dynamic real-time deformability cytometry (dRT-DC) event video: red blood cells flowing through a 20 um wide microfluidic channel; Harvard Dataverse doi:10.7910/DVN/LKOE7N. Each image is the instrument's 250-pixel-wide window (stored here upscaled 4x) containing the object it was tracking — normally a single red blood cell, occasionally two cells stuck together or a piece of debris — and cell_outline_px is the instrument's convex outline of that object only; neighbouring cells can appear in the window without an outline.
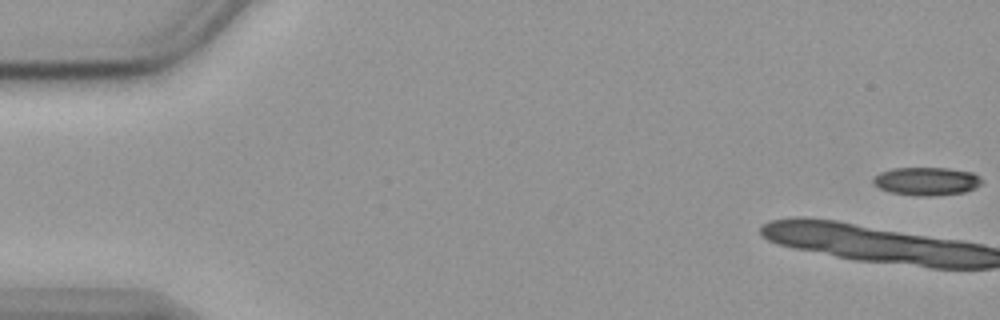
{"species": "common noctule bat (a hibernating species)", "species_latin": "Nyctalus noctula", "temperature_condition": "cold", "stored_images_in_passage": 17, "camera_frame_rate_fps": 3000, "um_per_image_px": 0.085, "animal": {"sex": "female", "body_mass_g": 19.9}, "frame": {"image": 1, "passage_image": 1, "time_ms": 0.0, "image_size_px": [1000, 320], "cell_outline_px": [[984, 180], [980, 184], [964, 192], [928, 196], [892, 192], [880, 188], [872, 184], [872, 180], [880, 172], [892, 168], [948, 168], [972, 172]], "centroid_in_image_um": [78.75, 15.38], "position_along_channel_um": 6.3, "area_um2": 17.51}}